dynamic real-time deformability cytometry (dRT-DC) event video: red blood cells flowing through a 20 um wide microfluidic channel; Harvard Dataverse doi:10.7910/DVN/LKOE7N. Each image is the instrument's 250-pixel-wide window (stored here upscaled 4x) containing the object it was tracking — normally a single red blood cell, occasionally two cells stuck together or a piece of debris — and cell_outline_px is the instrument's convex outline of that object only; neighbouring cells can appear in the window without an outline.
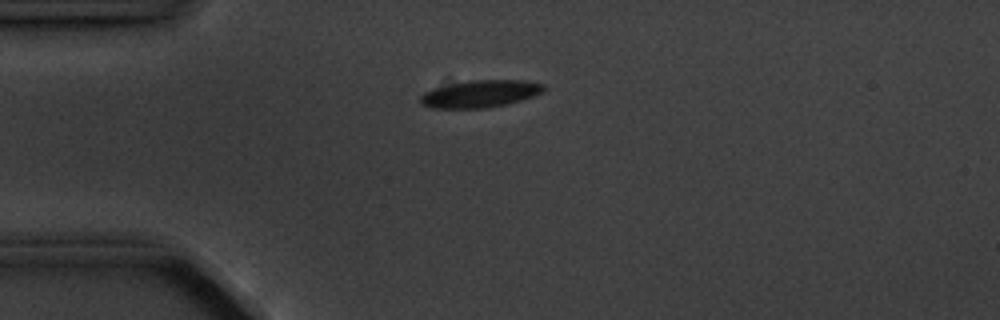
{"species": "common noctule bat (a hibernating species)", "species_latin": "Nyctalus noctula", "temperature_condition": "cold", "stored_images_in_passage": 5, "camera_frame_rate_fps": 3000, "um_per_image_px": 0.085, "animal": {"sex": "male", "body_mass_g": 20.1, "forearm_length_mm": 53.5}, "frame": {"image": 1, "passage_image": 5, "time_ms": 5.333, "image_size_px": [1000, 320], "cell_outline_px": [[544, 92], [508, 104], [488, 108], [432, 108], [420, 104], [420, 96], [424, 92], [432, 88], [472, 80], [524, 80], [544, 84]], "centroid_in_image_um": [40.81, 7.98], "position_along_channel_um": 44.2, "area_um2": 19.59}}